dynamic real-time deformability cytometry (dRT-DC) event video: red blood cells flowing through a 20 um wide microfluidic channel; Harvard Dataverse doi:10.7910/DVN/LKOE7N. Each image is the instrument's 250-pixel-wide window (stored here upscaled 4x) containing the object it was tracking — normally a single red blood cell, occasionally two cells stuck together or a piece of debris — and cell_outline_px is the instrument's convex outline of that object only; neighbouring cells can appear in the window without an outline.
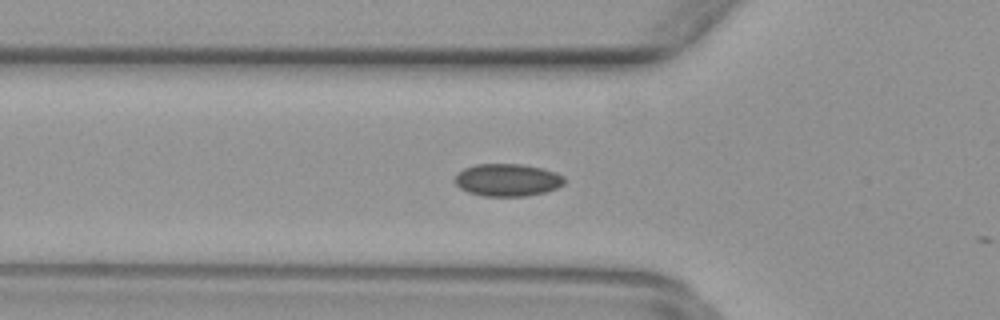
{"species": "common noctule bat (a hibernating species)", "species_latin": "Nyctalus noctula", "temperature_condition": "warm", "stored_images_in_passage": 7, "camera_frame_rate_fps": 3000, "um_per_image_px": 0.085, "animal": {"sex": "female", "body_mass_g": 29.2, "forearm_length_mm": 56.3}, "frame": {"image": 1, "passage_image": 6, "time_ms": 1.667, "image_size_px": [1000, 320], "cell_outline_px": [[564, 184], [556, 188], [544, 192], [528, 196], [484, 196], [468, 192], [460, 188], [456, 184], [456, 176], [464, 168], [476, 164], [520, 164], [544, 168], [556, 172], [564, 176]], "centroid_in_image_um": [43.16, 15.29], "position_along_channel_um": 82.6, "area_um2": 20.69}}